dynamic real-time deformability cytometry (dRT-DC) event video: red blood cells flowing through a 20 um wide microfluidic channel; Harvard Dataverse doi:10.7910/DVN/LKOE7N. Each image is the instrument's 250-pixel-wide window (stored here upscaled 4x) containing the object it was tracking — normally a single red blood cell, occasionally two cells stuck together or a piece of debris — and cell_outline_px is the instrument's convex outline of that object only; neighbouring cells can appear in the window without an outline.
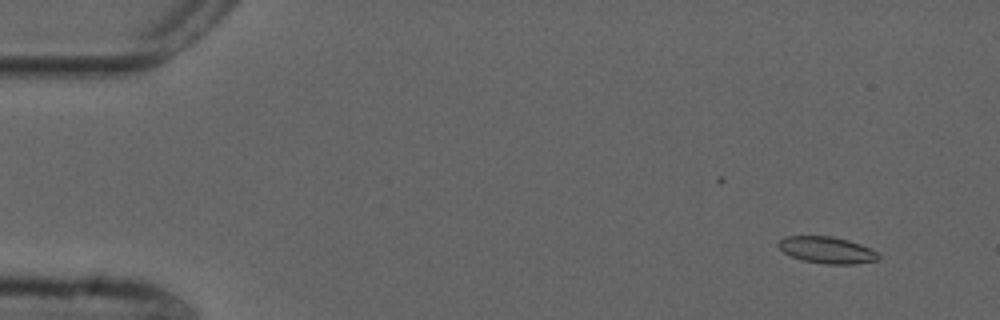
{"species": "common noctule bat (a hibernating species)", "species_latin": "Nyctalus noctula", "temperature_condition": "cold", "stored_images_in_passage": 45, "camera_frame_rate_fps": 3000, "um_per_image_px": 0.085, "animal": {"sex": "male", "forearm_length_mm": 52.5}, "frame": {"image": 1, "passage_image": 4, "time_ms": 1.0, "image_size_px": [1000, 320], "cell_outline_px": [[880, 260], [856, 264], [824, 264], [800, 260], [784, 252], [776, 244], [784, 236], [832, 236], [848, 240], [860, 244], [876, 252], [880, 256]], "centroid_in_image_um": [70.28, 21.26], "position_along_channel_um": 14.7, "area_um2": 15.61}}
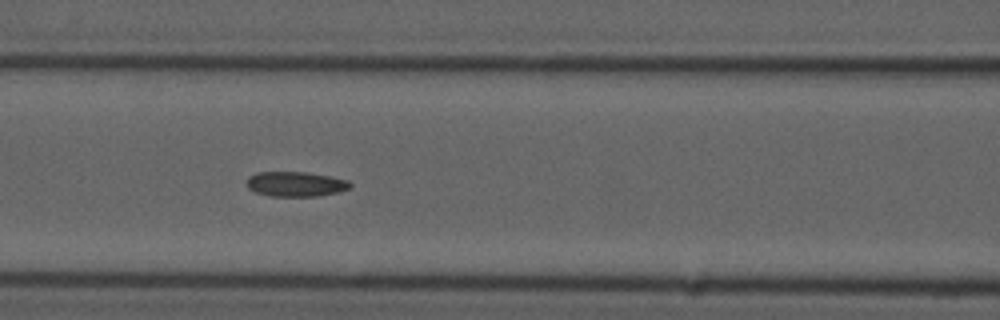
{"frame": {"image": 2, "passage_image": 23, "time_ms": 7.333, "image_size_px": [1000, 320], "cell_outline_px": [[352, 188], [340, 192], [320, 196], [268, 196], [256, 192], [248, 188], [244, 184], [248, 176], [256, 172], [304, 172], [328, 176], [348, 180], [352, 184]], "centroid_in_image_um": [25.12, 15.65], "position_along_channel_um": 141.5, "area_um2": 15.26}}
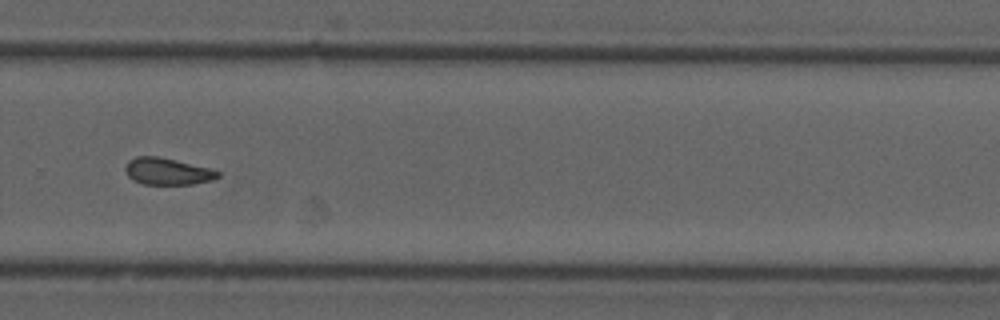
{"frame": {"image": 3, "passage_image": 37, "time_ms": 12.0, "image_size_px": [1000, 320], "cell_outline_px": [[220, 176], [212, 180], [192, 184], [144, 184], [132, 180], [128, 176], [124, 168], [128, 160], [136, 156], [160, 156], [212, 168], [220, 172]], "centroid_in_image_um": [14.23, 14.55], "position_along_channel_um": 315.6, "area_um2": 14.68}, "authors_computed_cell_mechanics": {"area_um2": 14.9702, "velocity_mm_per_s": 3.7449, "shape_relaxation_time_tau1_ms": null, "shape_relaxation_time_tau2_ms": 2.729, "deformation_change_tau1": null, "deformation_change_tau2": 0.0748}}